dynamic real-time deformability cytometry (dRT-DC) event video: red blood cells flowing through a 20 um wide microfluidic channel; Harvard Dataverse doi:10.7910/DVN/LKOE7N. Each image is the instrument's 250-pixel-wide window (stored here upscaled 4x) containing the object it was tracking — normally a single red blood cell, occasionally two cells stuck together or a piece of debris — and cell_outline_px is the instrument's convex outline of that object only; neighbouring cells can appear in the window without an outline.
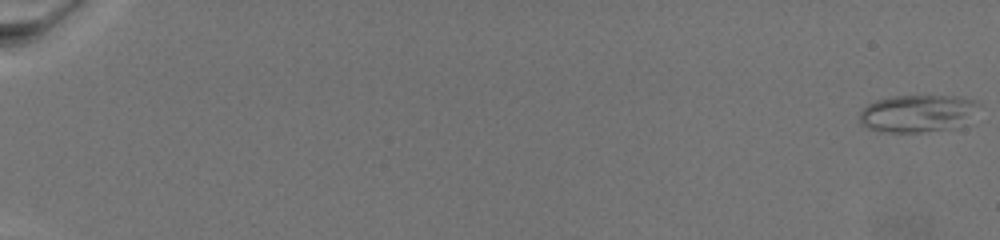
{"species": "common noctule bat (a hibernating species)", "species_latin": "Nyctalus noctula", "temperature_condition": "warm", "stored_images_in_passage": 51, "camera_frame_rate_fps": 3000, "um_per_image_px": 0.085, "animal": {"sex": "female", "body_mass_g": 19.5, "forearm_length_mm": 54.1}, "frame": {"image": 1, "passage_image": 1, "time_ms": 0.0, "image_size_px": [1000, 240], "cell_outline_px": [[980, 104], [952, 128], [920, 132], [880, 132], [868, 128], [860, 124], [860, 112], [868, 104], [876, 100], [892, 96], [952, 96], [976, 100]], "centroid_in_image_um": [77.85, 9.63], "position_along_channel_um": 7.2, "area_um2": 25.2}}
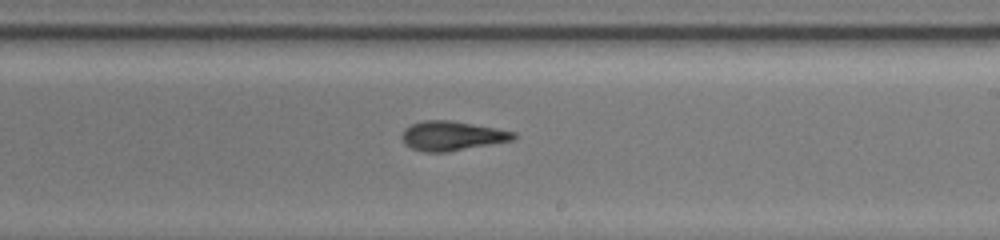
{"frame": {"image": 2, "passage_image": 29, "time_ms": 15.667, "image_size_px": [1000, 240], "cell_outline_px": [[516, 140], [448, 152], [424, 152], [412, 148], [404, 144], [400, 136], [404, 128], [412, 124], [424, 120], [452, 120], [496, 128], [516, 132]], "centroid_in_image_um": [38.42, 11.55], "position_along_channel_um": 250.6, "area_um2": 19.42}}
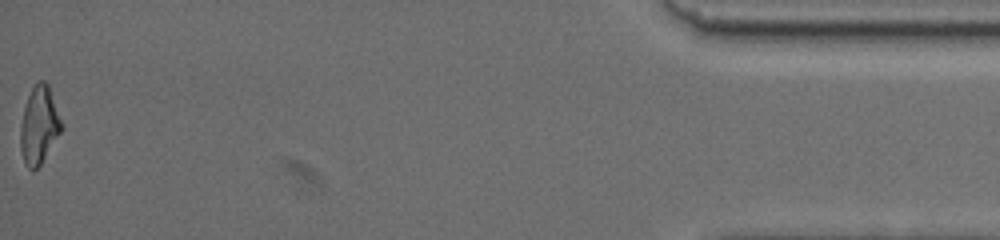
{"frame": {"image": 3, "passage_image": 51, "time_ms": 24.333, "image_size_px": [1000, 240], "cell_outline_px": [[64, 128], [40, 164], [32, 172], [24, 164], [20, 148], [20, 128], [24, 108], [28, 96], [32, 88], [40, 80], [44, 80], [48, 84], [64, 124]], "centroid_in_image_um": [3.34, 10.65], "position_along_channel_um": 431.9, "area_um2": 18.67}}